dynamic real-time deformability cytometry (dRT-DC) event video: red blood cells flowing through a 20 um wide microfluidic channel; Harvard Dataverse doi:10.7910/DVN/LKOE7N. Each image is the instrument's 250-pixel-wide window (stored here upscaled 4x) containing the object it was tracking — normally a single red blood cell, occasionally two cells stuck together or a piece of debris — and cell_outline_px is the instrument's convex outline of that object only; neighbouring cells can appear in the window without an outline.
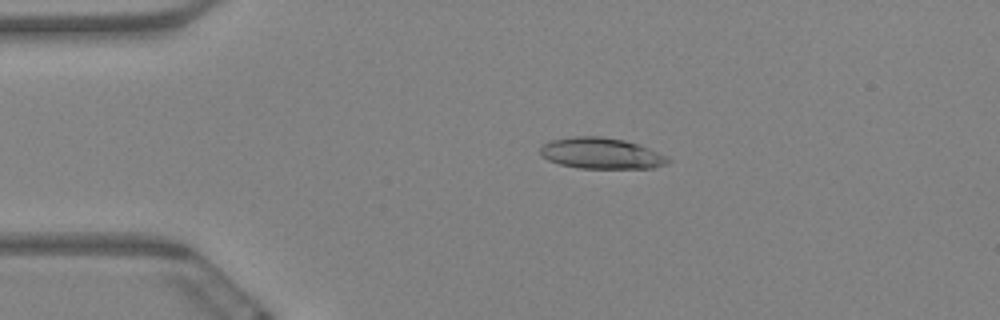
{"species": "Egyptian fruit bat (a non-hibernating species)", "species_latin": "Rousettus aegyptiacus", "temperature_condition": "warm", "stored_images_in_passage": 9, "camera_frame_rate_fps": 3000, "um_per_image_px": 0.085, "animal": {"sex": "female"}, "frame": {"image": 1, "passage_image": 3, "time_ms": 0.667, "image_size_px": [1000, 320], "cell_outline_px": [[672, 160], [664, 164], [652, 168], [580, 168], [560, 164], [548, 160], [540, 156], [540, 148], [544, 144], [552, 140], [572, 136], [600, 136], [624, 140], [636, 144], [656, 152]], "centroid_in_image_um": [51.04, 13.03], "position_along_channel_um": 34.0, "area_um2": 22.77}}
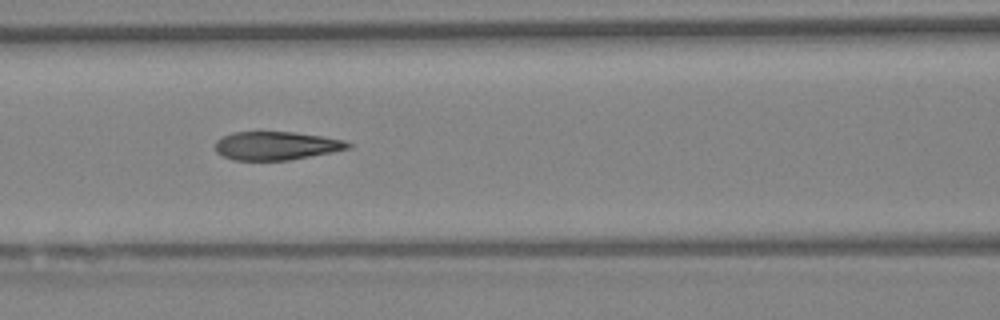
{"frame": {"image": 2, "passage_image": 7, "time_ms": 2.0, "image_size_px": [1000, 320], "cell_outline_px": [[352, 148], [332, 152], [288, 160], [232, 160], [216, 152], [216, 140], [232, 132], [296, 132], [344, 140], [352, 144]], "centroid_in_image_um": [23.49, 12.39], "position_along_channel_um": 143.1, "area_um2": 21.91}}
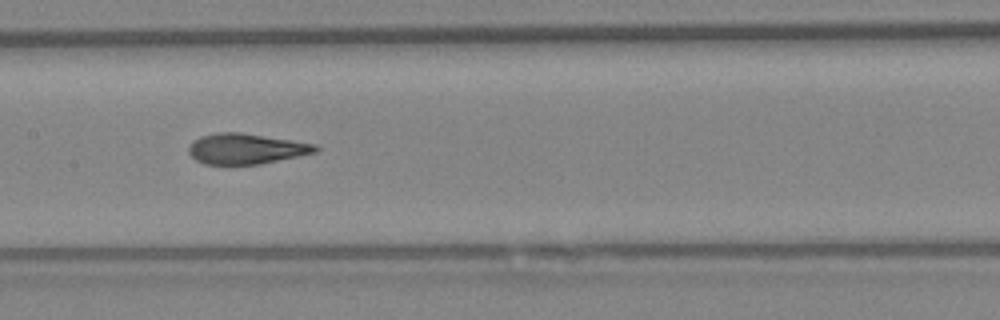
{"frame": {"image": 3, "passage_image": 8, "time_ms": 2.333, "image_size_px": [1000, 320], "cell_outline_px": [[320, 148], [316, 152], [260, 164], [204, 164], [196, 160], [188, 152], [188, 148], [192, 140], [200, 136], [216, 132], [240, 132], [316, 144]], "centroid_in_image_um": [20.88, 12.64], "position_along_channel_um": 186.5, "area_um2": 22.48}}